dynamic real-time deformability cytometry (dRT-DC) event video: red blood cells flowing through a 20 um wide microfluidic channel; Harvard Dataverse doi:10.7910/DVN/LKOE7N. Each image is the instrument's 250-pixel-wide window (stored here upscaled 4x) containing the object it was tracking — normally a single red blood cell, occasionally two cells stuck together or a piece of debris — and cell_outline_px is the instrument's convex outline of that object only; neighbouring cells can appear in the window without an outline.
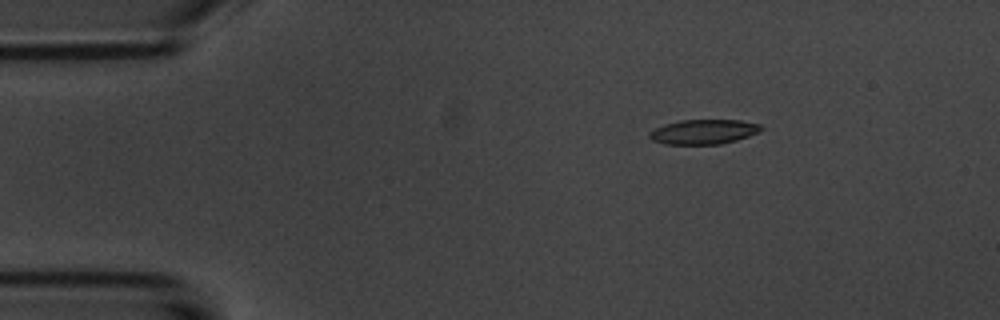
{"species": "common noctule bat (a hibernating species)", "species_latin": "Nyctalus noctula", "temperature_condition": "room temperature", "stored_images_in_passage": 4, "camera_frame_rate_fps": 3000, "um_per_image_px": 0.085, "animal": {"sex": "male", "body_mass_g": 20.1, "forearm_length_mm": 53.5}, "frame": {"image": 1, "passage_image": 3, "time_ms": 2.0, "image_size_px": [1000, 320], "cell_outline_px": [[764, 128], [760, 132], [736, 140], [720, 144], [664, 144], [652, 140], [648, 136], [648, 132], [664, 124], [680, 120], [740, 120], [760, 124]], "centroid_in_image_um": [59.81, 11.2], "position_along_channel_um": 25.2, "area_um2": 16.13}}